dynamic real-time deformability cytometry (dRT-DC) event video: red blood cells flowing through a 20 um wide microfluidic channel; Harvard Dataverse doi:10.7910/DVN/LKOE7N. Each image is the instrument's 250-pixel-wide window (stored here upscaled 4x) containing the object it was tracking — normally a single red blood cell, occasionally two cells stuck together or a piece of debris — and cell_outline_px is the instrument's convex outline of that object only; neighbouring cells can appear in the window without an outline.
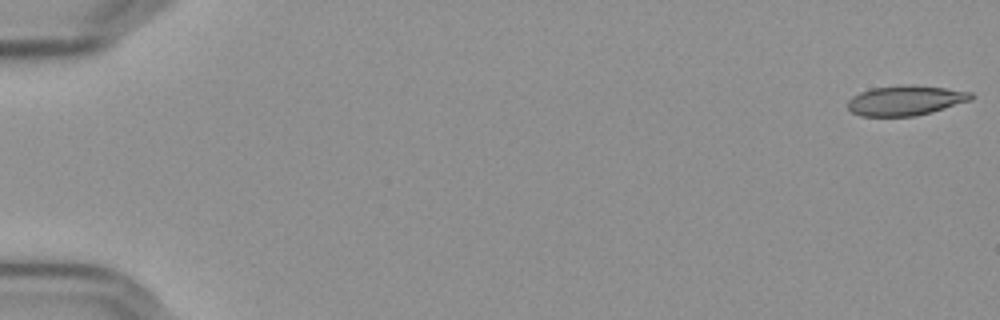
{"species": "Egyptian fruit bat (a non-hibernating species)", "species_latin": "Rousettus aegyptiacus", "temperature_condition": "cold", "stored_images_in_passage": 57, "camera_frame_rate_fps": 3000, "um_per_image_px": 0.085, "frame": {"image": 1, "passage_image": 1, "time_ms": 0.0, "image_size_px": [1000, 320], "cell_outline_px": [[976, 96], [972, 100], [932, 112], [916, 116], [860, 116], [852, 112], [848, 108], [848, 100], [852, 96], [860, 92], [872, 88], [900, 84], [912, 84], [944, 88], [972, 92]], "centroid_in_image_um": [76.99, 8.53], "position_along_channel_um": 8.0, "area_um2": 21.79}}
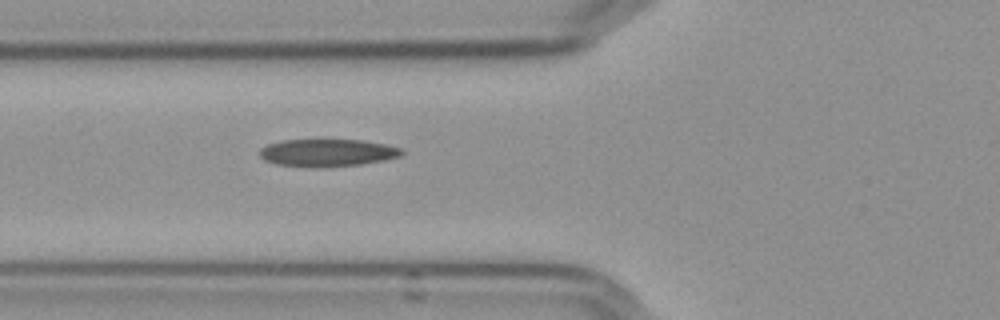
{"frame": {"image": 2, "passage_image": 22, "time_ms": 7.0, "image_size_px": [1000, 320], "cell_outline_px": [[404, 152], [400, 156], [384, 160], [360, 164], [324, 168], [316, 168], [276, 164], [264, 160], [260, 156], [260, 148], [268, 144], [280, 140], [364, 140], [404, 148]], "centroid_in_image_um": [27.83, 12.99], "position_along_channel_um": 98.0, "area_um2": 22.95}}
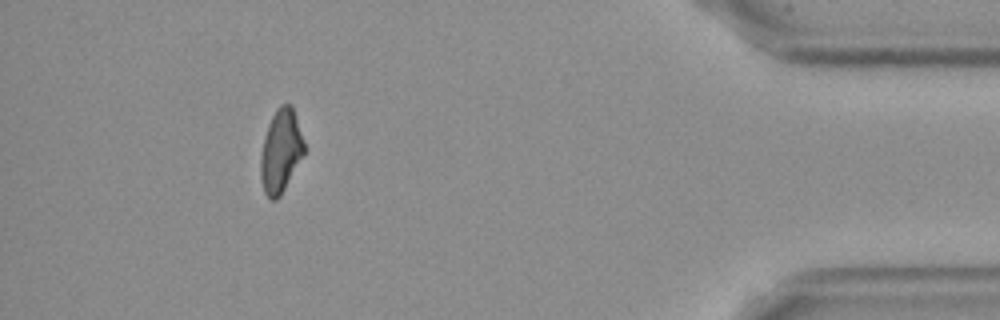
{"frame": {"image": 3, "passage_image": 52, "time_ms": 17.0, "image_size_px": [1000, 320], "cell_outline_px": [[304, 152], [280, 196], [276, 200], [268, 200], [264, 192], [260, 176], [260, 156], [264, 136], [268, 124], [276, 108], [280, 104], [292, 104], [304, 140]], "centroid_in_image_um": [23.84, 12.82], "position_along_channel_um": 411.4, "area_um2": 21.1}, "authors_computed_cell_mechanics": {"area_um2": 22.1952, "velocity_mm_per_s": 3.6323, "shape_relaxation_time_tau1_ms": null, "shape_relaxation_time_tau2_ms": 5.2071, "deformation_change_tau1": null, "deformation_change_tau2": 0.1311}}